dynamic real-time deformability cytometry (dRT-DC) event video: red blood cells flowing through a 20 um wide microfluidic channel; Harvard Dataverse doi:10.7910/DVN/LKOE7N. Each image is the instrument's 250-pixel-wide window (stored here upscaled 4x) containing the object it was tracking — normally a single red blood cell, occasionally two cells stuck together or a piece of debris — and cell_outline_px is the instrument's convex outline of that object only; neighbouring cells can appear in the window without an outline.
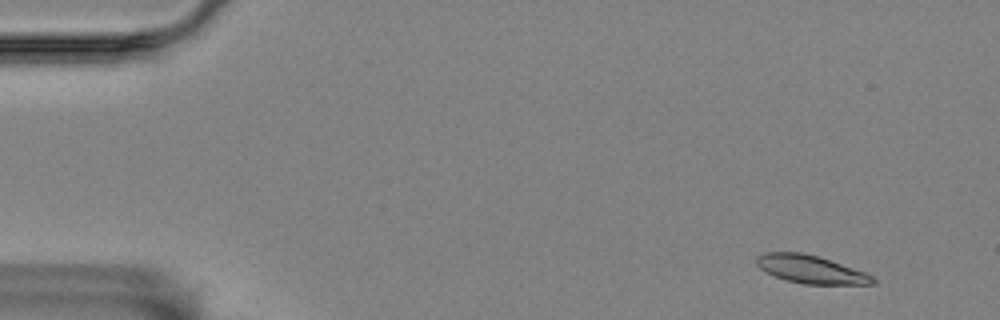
{"species": "Egyptian fruit bat (a non-hibernating species)", "species_latin": "Rousettus aegyptiacus", "temperature_condition": "room temperature", "stored_images_in_passage": 6, "camera_frame_rate_fps": 3000, "um_per_image_px": 0.085, "animal": {"sex": "female"}, "frame": {"image": 1, "passage_image": 1, "time_ms": 0.0, "image_size_px": [1000, 320], "cell_outline_px": [[876, 284], [804, 284], [788, 280], [776, 276], [760, 268], [756, 264], [756, 256], [764, 252], [800, 252], [820, 256], [864, 272], [872, 276], [876, 280]], "centroid_in_image_um": [68.91, 22.88], "position_along_channel_um": 16.1, "area_um2": 18.84}}
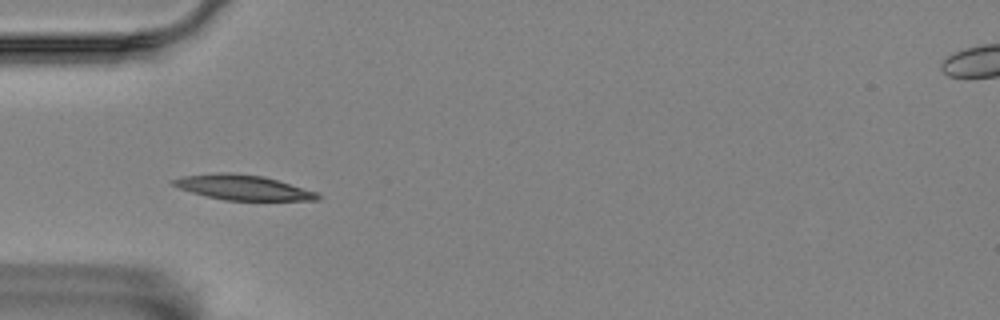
{"frame": {"image": 2, "passage_image": 5, "time_ms": 1.333, "image_size_px": [1000, 320], "cell_outline_px": [[320, 200], [224, 200], [192, 192], [168, 184], [168, 180], [184, 176], [216, 172], [232, 172], [264, 176], [316, 192], [320, 196]], "centroid_in_image_um": [20.58, 15.92], "position_along_channel_um": 64.4, "area_um2": 20.98}}
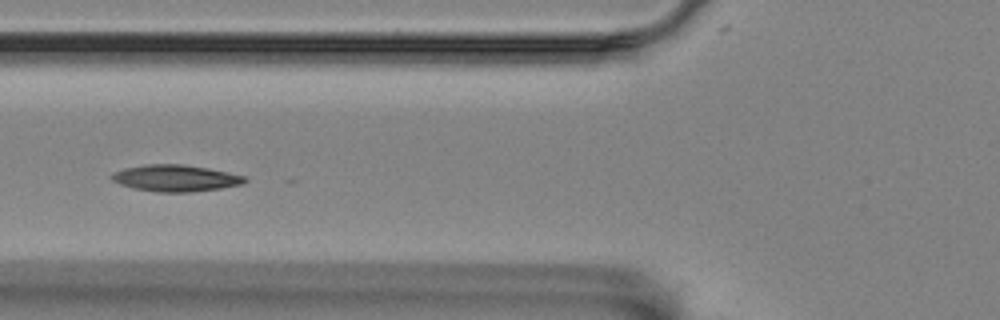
{"frame": {"image": 3, "passage_image": 6, "time_ms": 1.667, "image_size_px": [1000, 320], "cell_outline_px": [[248, 180], [244, 184], [220, 188], [188, 192], [156, 192], [132, 188], [120, 184], [112, 180], [108, 176], [112, 172], [124, 168], [144, 164], [180, 164], [208, 168], [228, 172], [244, 176]], "centroid_in_image_um": [14.88, 15.14], "position_along_channel_um": 110.9, "area_um2": 20.75}}